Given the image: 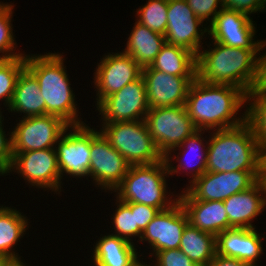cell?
<instances>
[{"instance_id":"1","label":"cell","mask_w":266,"mask_h":266,"mask_svg":"<svg viewBox=\"0 0 266 266\" xmlns=\"http://www.w3.org/2000/svg\"><path fill=\"white\" fill-rule=\"evenodd\" d=\"M247 94L226 84H210L197 77L191 83L185 107L197 130H220L241 125L246 121ZM238 115V117H237Z\"/></svg>"},{"instance_id":"2","label":"cell","mask_w":266,"mask_h":266,"mask_svg":"<svg viewBox=\"0 0 266 266\" xmlns=\"http://www.w3.org/2000/svg\"><path fill=\"white\" fill-rule=\"evenodd\" d=\"M63 53L27 54L25 67L39 83L41 96L45 101V115L62 118L70 126L87 124L79 115L75 92L64 65ZM78 109V110H77Z\"/></svg>"},{"instance_id":"3","label":"cell","mask_w":266,"mask_h":266,"mask_svg":"<svg viewBox=\"0 0 266 266\" xmlns=\"http://www.w3.org/2000/svg\"><path fill=\"white\" fill-rule=\"evenodd\" d=\"M209 44L206 50L203 46L196 56V77L210 84L232 85L247 94L260 49L233 48L215 41Z\"/></svg>"},{"instance_id":"4","label":"cell","mask_w":266,"mask_h":266,"mask_svg":"<svg viewBox=\"0 0 266 266\" xmlns=\"http://www.w3.org/2000/svg\"><path fill=\"white\" fill-rule=\"evenodd\" d=\"M207 151V172L259 171L261 154L251 127L212 130Z\"/></svg>"},{"instance_id":"5","label":"cell","mask_w":266,"mask_h":266,"mask_svg":"<svg viewBox=\"0 0 266 266\" xmlns=\"http://www.w3.org/2000/svg\"><path fill=\"white\" fill-rule=\"evenodd\" d=\"M169 176L164 159L149 165H130L126 176L113 193L124 203H139L165 210L179 200V193L175 196L168 191L166 178Z\"/></svg>"},{"instance_id":"6","label":"cell","mask_w":266,"mask_h":266,"mask_svg":"<svg viewBox=\"0 0 266 266\" xmlns=\"http://www.w3.org/2000/svg\"><path fill=\"white\" fill-rule=\"evenodd\" d=\"M100 125L99 131L130 165H149L164 159L144 120Z\"/></svg>"},{"instance_id":"7","label":"cell","mask_w":266,"mask_h":266,"mask_svg":"<svg viewBox=\"0 0 266 266\" xmlns=\"http://www.w3.org/2000/svg\"><path fill=\"white\" fill-rule=\"evenodd\" d=\"M12 153L11 165L4 176L14 172L28 182L31 188L33 186L44 191L51 190L56 195L61 194L64 183L60 176L55 148Z\"/></svg>"},{"instance_id":"8","label":"cell","mask_w":266,"mask_h":266,"mask_svg":"<svg viewBox=\"0 0 266 266\" xmlns=\"http://www.w3.org/2000/svg\"><path fill=\"white\" fill-rule=\"evenodd\" d=\"M144 121L163 156L197 130L185 105L150 108Z\"/></svg>"},{"instance_id":"9","label":"cell","mask_w":266,"mask_h":266,"mask_svg":"<svg viewBox=\"0 0 266 266\" xmlns=\"http://www.w3.org/2000/svg\"><path fill=\"white\" fill-rule=\"evenodd\" d=\"M90 153L89 177L95 187L112 194L126 176L130 164L99 130L91 127Z\"/></svg>"},{"instance_id":"10","label":"cell","mask_w":266,"mask_h":266,"mask_svg":"<svg viewBox=\"0 0 266 266\" xmlns=\"http://www.w3.org/2000/svg\"><path fill=\"white\" fill-rule=\"evenodd\" d=\"M20 119L12 130V152L55 148L62 134L70 127L67 122L55 115Z\"/></svg>"},{"instance_id":"11","label":"cell","mask_w":266,"mask_h":266,"mask_svg":"<svg viewBox=\"0 0 266 266\" xmlns=\"http://www.w3.org/2000/svg\"><path fill=\"white\" fill-rule=\"evenodd\" d=\"M96 108L101 124L144 120L150 107L143 76L105 97Z\"/></svg>"},{"instance_id":"12","label":"cell","mask_w":266,"mask_h":266,"mask_svg":"<svg viewBox=\"0 0 266 266\" xmlns=\"http://www.w3.org/2000/svg\"><path fill=\"white\" fill-rule=\"evenodd\" d=\"M68 132V133H67ZM60 176L88 179L90 166V126H70L56 143Z\"/></svg>"},{"instance_id":"13","label":"cell","mask_w":266,"mask_h":266,"mask_svg":"<svg viewBox=\"0 0 266 266\" xmlns=\"http://www.w3.org/2000/svg\"><path fill=\"white\" fill-rule=\"evenodd\" d=\"M167 14L166 43L186 48L197 56L208 26L197 18L186 0H168Z\"/></svg>"},{"instance_id":"14","label":"cell","mask_w":266,"mask_h":266,"mask_svg":"<svg viewBox=\"0 0 266 266\" xmlns=\"http://www.w3.org/2000/svg\"><path fill=\"white\" fill-rule=\"evenodd\" d=\"M259 171L205 172L184 188L195 200L224 201L233 194L248 190Z\"/></svg>"},{"instance_id":"15","label":"cell","mask_w":266,"mask_h":266,"mask_svg":"<svg viewBox=\"0 0 266 266\" xmlns=\"http://www.w3.org/2000/svg\"><path fill=\"white\" fill-rule=\"evenodd\" d=\"M111 53L100 58L94 70L95 106L142 75V67L129 54L124 51Z\"/></svg>"},{"instance_id":"16","label":"cell","mask_w":266,"mask_h":266,"mask_svg":"<svg viewBox=\"0 0 266 266\" xmlns=\"http://www.w3.org/2000/svg\"><path fill=\"white\" fill-rule=\"evenodd\" d=\"M189 223L188 215L178 200L173 206L161 210L143 230L140 241L152 249L149 256L161 250L179 248L184 228Z\"/></svg>"},{"instance_id":"17","label":"cell","mask_w":266,"mask_h":266,"mask_svg":"<svg viewBox=\"0 0 266 266\" xmlns=\"http://www.w3.org/2000/svg\"><path fill=\"white\" fill-rule=\"evenodd\" d=\"M246 14L223 8L208 25L212 41L233 48L260 49L263 40H256V23Z\"/></svg>"},{"instance_id":"18","label":"cell","mask_w":266,"mask_h":266,"mask_svg":"<svg viewBox=\"0 0 266 266\" xmlns=\"http://www.w3.org/2000/svg\"><path fill=\"white\" fill-rule=\"evenodd\" d=\"M150 108L185 105L196 76H173L155 69H142Z\"/></svg>"},{"instance_id":"19","label":"cell","mask_w":266,"mask_h":266,"mask_svg":"<svg viewBox=\"0 0 266 266\" xmlns=\"http://www.w3.org/2000/svg\"><path fill=\"white\" fill-rule=\"evenodd\" d=\"M205 132L210 133V131L208 130H196L191 136L187 137L179 146L172 148L164 156V160L168 167V173L171 178L172 175L181 174L180 172L183 171L187 176L190 175L191 180H188L190 184L196 178L202 176L206 172L209 137L208 139L206 138L207 136H205V138L203 137V134ZM176 151H178V153ZM173 159L176 160V163L178 162V165H173Z\"/></svg>"},{"instance_id":"20","label":"cell","mask_w":266,"mask_h":266,"mask_svg":"<svg viewBox=\"0 0 266 266\" xmlns=\"http://www.w3.org/2000/svg\"><path fill=\"white\" fill-rule=\"evenodd\" d=\"M264 238L256 228L225 230L216 236V254L258 266L257 261L264 253Z\"/></svg>"},{"instance_id":"21","label":"cell","mask_w":266,"mask_h":266,"mask_svg":"<svg viewBox=\"0 0 266 266\" xmlns=\"http://www.w3.org/2000/svg\"><path fill=\"white\" fill-rule=\"evenodd\" d=\"M178 196L192 226L215 236L233 228L223 201L195 200L185 189Z\"/></svg>"},{"instance_id":"22","label":"cell","mask_w":266,"mask_h":266,"mask_svg":"<svg viewBox=\"0 0 266 266\" xmlns=\"http://www.w3.org/2000/svg\"><path fill=\"white\" fill-rule=\"evenodd\" d=\"M223 203L229 224L233 228H255L253 220L266 209L263 191L258 182L248 190L231 195Z\"/></svg>"},{"instance_id":"23","label":"cell","mask_w":266,"mask_h":266,"mask_svg":"<svg viewBox=\"0 0 266 266\" xmlns=\"http://www.w3.org/2000/svg\"><path fill=\"white\" fill-rule=\"evenodd\" d=\"M105 234L93 245V266H139L143 263L135 244L116 235Z\"/></svg>"},{"instance_id":"24","label":"cell","mask_w":266,"mask_h":266,"mask_svg":"<svg viewBox=\"0 0 266 266\" xmlns=\"http://www.w3.org/2000/svg\"><path fill=\"white\" fill-rule=\"evenodd\" d=\"M7 111L18 113L20 116L23 113L24 118L45 115V101L41 96L39 83L26 67L17 79L13 98Z\"/></svg>"},{"instance_id":"25","label":"cell","mask_w":266,"mask_h":266,"mask_svg":"<svg viewBox=\"0 0 266 266\" xmlns=\"http://www.w3.org/2000/svg\"><path fill=\"white\" fill-rule=\"evenodd\" d=\"M128 36L123 51L129 54L142 68L151 65L166 43L164 35L153 32L136 20Z\"/></svg>"},{"instance_id":"26","label":"cell","mask_w":266,"mask_h":266,"mask_svg":"<svg viewBox=\"0 0 266 266\" xmlns=\"http://www.w3.org/2000/svg\"><path fill=\"white\" fill-rule=\"evenodd\" d=\"M29 220L26 215L11 205L0 209V256L9 259L22 257L14 247L26 235L30 225Z\"/></svg>"},{"instance_id":"27","label":"cell","mask_w":266,"mask_h":266,"mask_svg":"<svg viewBox=\"0 0 266 266\" xmlns=\"http://www.w3.org/2000/svg\"><path fill=\"white\" fill-rule=\"evenodd\" d=\"M173 76H196V55L186 48L165 43L150 66Z\"/></svg>"},{"instance_id":"28","label":"cell","mask_w":266,"mask_h":266,"mask_svg":"<svg viewBox=\"0 0 266 266\" xmlns=\"http://www.w3.org/2000/svg\"><path fill=\"white\" fill-rule=\"evenodd\" d=\"M179 249L198 266H207L216 254V236L188 223L183 230Z\"/></svg>"},{"instance_id":"29","label":"cell","mask_w":266,"mask_h":266,"mask_svg":"<svg viewBox=\"0 0 266 266\" xmlns=\"http://www.w3.org/2000/svg\"><path fill=\"white\" fill-rule=\"evenodd\" d=\"M26 56L0 59V101L7 109L12 101L17 79L25 68ZM0 107V114H2Z\"/></svg>"},{"instance_id":"30","label":"cell","mask_w":266,"mask_h":266,"mask_svg":"<svg viewBox=\"0 0 266 266\" xmlns=\"http://www.w3.org/2000/svg\"><path fill=\"white\" fill-rule=\"evenodd\" d=\"M246 105V122L251 127L262 154L266 150V97H247Z\"/></svg>"},{"instance_id":"31","label":"cell","mask_w":266,"mask_h":266,"mask_svg":"<svg viewBox=\"0 0 266 266\" xmlns=\"http://www.w3.org/2000/svg\"><path fill=\"white\" fill-rule=\"evenodd\" d=\"M13 3L0 2V59H11L20 56H26V53H20L17 50V42L13 33L12 18L14 13ZM18 51V52H17Z\"/></svg>"},{"instance_id":"32","label":"cell","mask_w":266,"mask_h":266,"mask_svg":"<svg viewBox=\"0 0 266 266\" xmlns=\"http://www.w3.org/2000/svg\"><path fill=\"white\" fill-rule=\"evenodd\" d=\"M136 9V20L153 32L165 35L168 21V0H148Z\"/></svg>"},{"instance_id":"33","label":"cell","mask_w":266,"mask_h":266,"mask_svg":"<svg viewBox=\"0 0 266 266\" xmlns=\"http://www.w3.org/2000/svg\"><path fill=\"white\" fill-rule=\"evenodd\" d=\"M115 205L117 206L112 217L113 235H116L120 238H123L133 244H135L134 238H139L137 242L140 241L142 231L135 226V211H131V209L118 198L115 199ZM134 237V238H133ZM133 238V239H132Z\"/></svg>"},{"instance_id":"34","label":"cell","mask_w":266,"mask_h":266,"mask_svg":"<svg viewBox=\"0 0 266 266\" xmlns=\"http://www.w3.org/2000/svg\"><path fill=\"white\" fill-rule=\"evenodd\" d=\"M263 49H266V39H263L258 53L259 56H257L255 75L250 89L247 92V97H266V50L261 55Z\"/></svg>"},{"instance_id":"35","label":"cell","mask_w":266,"mask_h":266,"mask_svg":"<svg viewBox=\"0 0 266 266\" xmlns=\"http://www.w3.org/2000/svg\"><path fill=\"white\" fill-rule=\"evenodd\" d=\"M193 13L206 25L212 23L216 15L224 8L222 0H186ZM219 5V6H218ZM208 21V22H207Z\"/></svg>"},{"instance_id":"36","label":"cell","mask_w":266,"mask_h":266,"mask_svg":"<svg viewBox=\"0 0 266 266\" xmlns=\"http://www.w3.org/2000/svg\"><path fill=\"white\" fill-rule=\"evenodd\" d=\"M153 257L152 266H198L179 248L158 251Z\"/></svg>"},{"instance_id":"37","label":"cell","mask_w":266,"mask_h":266,"mask_svg":"<svg viewBox=\"0 0 266 266\" xmlns=\"http://www.w3.org/2000/svg\"><path fill=\"white\" fill-rule=\"evenodd\" d=\"M13 159L12 131L4 130V116L0 114V177L4 176Z\"/></svg>"},{"instance_id":"38","label":"cell","mask_w":266,"mask_h":266,"mask_svg":"<svg viewBox=\"0 0 266 266\" xmlns=\"http://www.w3.org/2000/svg\"><path fill=\"white\" fill-rule=\"evenodd\" d=\"M225 9L234 10L251 17V13L266 12V0H222Z\"/></svg>"},{"instance_id":"39","label":"cell","mask_w":266,"mask_h":266,"mask_svg":"<svg viewBox=\"0 0 266 266\" xmlns=\"http://www.w3.org/2000/svg\"><path fill=\"white\" fill-rule=\"evenodd\" d=\"M131 211H135V226L143 232L146 226L160 211L158 208L139 203H125Z\"/></svg>"},{"instance_id":"40","label":"cell","mask_w":266,"mask_h":266,"mask_svg":"<svg viewBox=\"0 0 266 266\" xmlns=\"http://www.w3.org/2000/svg\"><path fill=\"white\" fill-rule=\"evenodd\" d=\"M207 266H254V265L242 262L236 258H228L215 254L213 260Z\"/></svg>"},{"instance_id":"41","label":"cell","mask_w":266,"mask_h":266,"mask_svg":"<svg viewBox=\"0 0 266 266\" xmlns=\"http://www.w3.org/2000/svg\"><path fill=\"white\" fill-rule=\"evenodd\" d=\"M257 182L261 185L263 198L266 205V171H259Z\"/></svg>"},{"instance_id":"42","label":"cell","mask_w":266,"mask_h":266,"mask_svg":"<svg viewBox=\"0 0 266 266\" xmlns=\"http://www.w3.org/2000/svg\"><path fill=\"white\" fill-rule=\"evenodd\" d=\"M21 258L11 259L6 266H27Z\"/></svg>"},{"instance_id":"43","label":"cell","mask_w":266,"mask_h":266,"mask_svg":"<svg viewBox=\"0 0 266 266\" xmlns=\"http://www.w3.org/2000/svg\"><path fill=\"white\" fill-rule=\"evenodd\" d=\"M259 171H266V150L261 154V166Z\"/></svg>"},{"instance_id":"44","label":"cell","mask_w":266,"mask_h":266,"mask_svg":"<svg viewBox=\"0 0 266 266\" xmlns=\"http://www.w3.org/2000/svg\"><path fill=\"white\" fill-rule=\"evenodd\" d=\"M11 259L0 256V266H6Z\"/></svg>"},{"instance_id":"45","label":"cell","mask_w":266,"mask_h":266,"mask_svg":"<svg viewBox=\"0 0 266 266\" xmlns=\"http://www.w3.org/2000/svg\"><path fill=\"white\" fill-rule=\"evenodd\" d=\"M139 266H151L149 264H145V262H143L142 264H140Z\"/></svg>"}]
</instances>
